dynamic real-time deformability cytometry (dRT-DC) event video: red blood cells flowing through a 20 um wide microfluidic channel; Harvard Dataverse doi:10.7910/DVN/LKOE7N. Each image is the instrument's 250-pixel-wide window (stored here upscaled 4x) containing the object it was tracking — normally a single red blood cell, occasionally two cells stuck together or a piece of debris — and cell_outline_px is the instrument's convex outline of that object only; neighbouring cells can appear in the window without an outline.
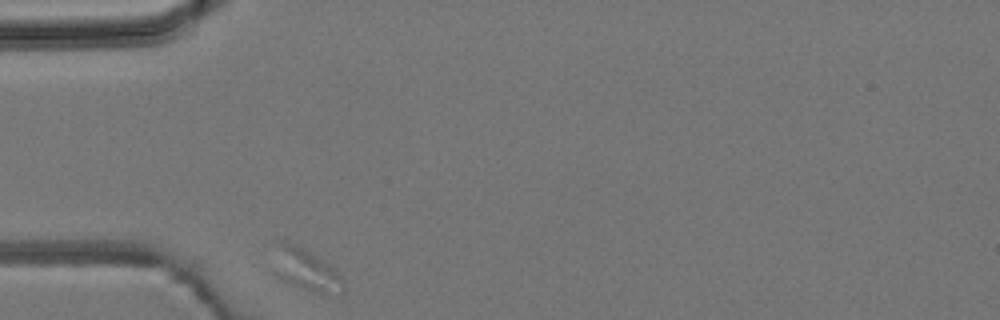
{"species": "common noctule bat (a hibernating species)", "species_latin": "Nyctalus noctula", "temperature_condition": "room temperature", "stored_images_in_passage": 1, "camera_frame_rate_fps": 3000, "um_per_image_px": 0.085, "animal": {"sex": "male", "body_mass_g": 19.2, "forearm_length_mm": 51.8}, "frame": {"image": 1, "passage_image": 1, "time_ms": 0.0, "image_size_px": [1000, 320], "cell_outline_px": [[344, 292], [320, 292], [292, 284], [284, 280], [272, 272], [280, 240], [284, 240], [296, 244], [304, 248], [332, 268], [340, 276], [344, 284]], "centroid_in_image_um": [25.96, 22.9], "position_along_channel_um": 59.0, "area_um2": 16.18}}